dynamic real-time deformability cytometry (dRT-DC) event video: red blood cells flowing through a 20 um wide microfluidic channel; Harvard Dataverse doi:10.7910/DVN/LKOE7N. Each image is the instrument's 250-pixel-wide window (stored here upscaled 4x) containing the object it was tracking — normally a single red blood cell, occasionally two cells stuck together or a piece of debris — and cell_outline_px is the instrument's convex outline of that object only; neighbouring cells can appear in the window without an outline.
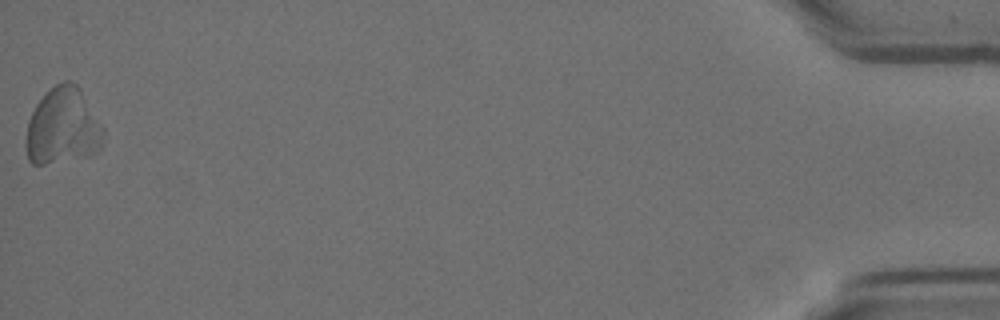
{"species": "Egyptian fruit bat (a non-hibernating species)", "species_latin": "Rousettus aegyptiacus", "temperature_condition": "room temperature", "stored_images_in_passage": 57, "camera_frame_rate_fps": 3000, "um_per_image_px": 0.085, "animal": {"sex": "female"}, "frame": {"image": 1, "passage_image": 57, "time_ms": 18.667, "image_size_px": [1000, 320], "cell_outline_px": [[104, 132], [100, 148], [88, 152], [44, 164], [32, 164], [28, 160], [28, 120], [36, 104], [56, 84], [64, 80], [72, 80], [80, 88], [104, 128]], "centroid_in_image_um": [5.34, 10.67], "position_along_channel_um": 429.9, "area_um2": 33.18}}